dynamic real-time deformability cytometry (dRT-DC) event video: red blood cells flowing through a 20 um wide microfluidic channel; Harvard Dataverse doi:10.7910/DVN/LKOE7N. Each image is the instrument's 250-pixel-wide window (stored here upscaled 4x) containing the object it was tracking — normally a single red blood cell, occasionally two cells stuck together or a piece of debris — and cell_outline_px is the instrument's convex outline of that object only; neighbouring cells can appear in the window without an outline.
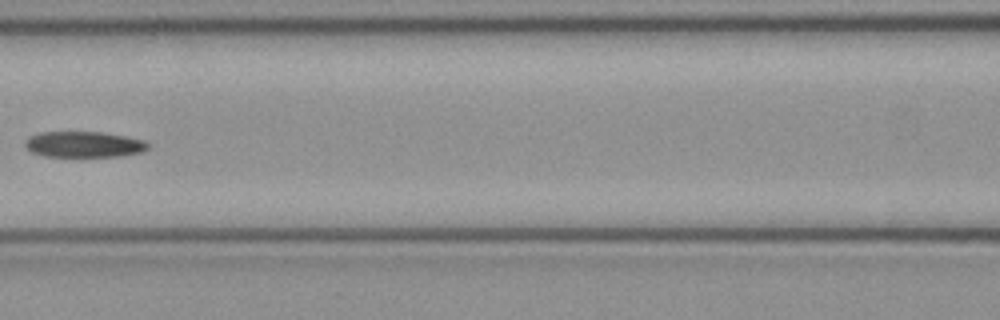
{"species": "common noctule bat (a hibernating species)", "species_latin": "Nyctalus noctula", "temperature_condition": "cold", "stored_images_in_passage": 7, "camera_frame_rate_fps": 3000, "um_per_image_px": 0.085, "animal": {"sex": "female", "body_mass_g": 21.9}, "frame": {"image": 1, "passage_image": 7, "time_ms": 2.0, "image_size_px": [1000, 320], "cell_outline_px": [[152, 144], [148, 148], [140, 152], [120, 156], [44, 156], [32, 152], [24, 144], [24, 140], [28, 136], [40, 132], [104, 132], [144, 140]], "centroid_in_image_um": [7.13, 12.26], "position_along_channel_um": 159.5, "area_um2": 18.55}}